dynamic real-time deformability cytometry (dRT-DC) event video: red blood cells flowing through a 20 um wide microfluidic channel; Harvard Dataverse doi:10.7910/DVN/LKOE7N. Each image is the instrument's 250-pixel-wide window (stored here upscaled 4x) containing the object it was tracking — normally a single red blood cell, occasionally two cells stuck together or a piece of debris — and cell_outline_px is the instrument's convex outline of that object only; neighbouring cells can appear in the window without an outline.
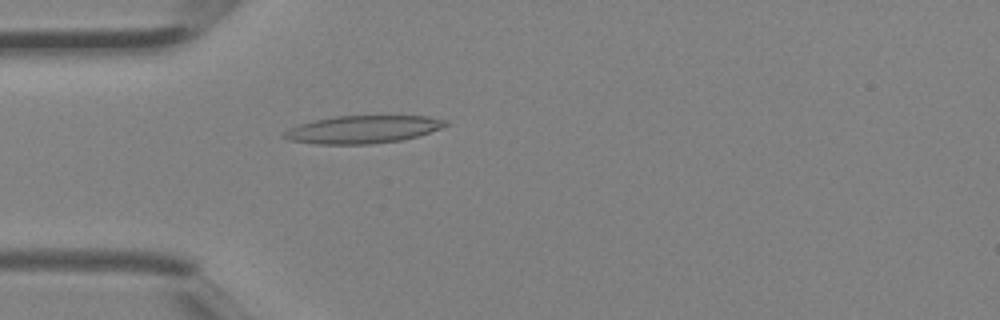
{"species": "Egyptian fruit bat (a non-hibernating species)", "species_latin": "Rousettus aegyptiacus", "temperature_condition": "room temperature", "stored_images_in_passage": 3, "camera_frame_rate_fps": 3000, "um_per_image_px": 0.085, "animal": {"sex": "female"}, "frame": {"image": 1, "passage_image": 3, "time_ms": 0.667, "image_size_px": [1000, 320], "cell_outline_px": [[448, 124], [440, 128], [416, 136], [400, 140], [372, 144], [316, 144], [288, 140], [280, 136], [288, 128], [312, 120], [336, 116], [428, 116], [448, 120]], "centroid_in_image_um": [30.78, 11.0], "position_along_channel_um": 54.2, "area_um2": 26.07}}